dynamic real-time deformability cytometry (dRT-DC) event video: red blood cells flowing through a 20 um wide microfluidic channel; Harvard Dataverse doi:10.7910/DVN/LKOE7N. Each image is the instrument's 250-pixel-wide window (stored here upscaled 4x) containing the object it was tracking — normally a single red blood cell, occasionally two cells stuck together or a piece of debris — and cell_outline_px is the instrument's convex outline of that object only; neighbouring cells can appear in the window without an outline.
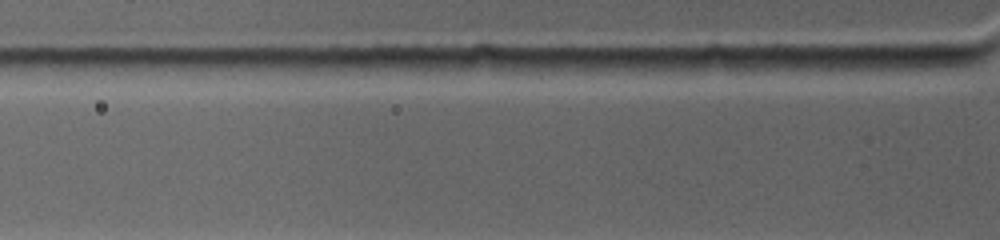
{"species": "common noctule bat (a hibernating species)", "species_latin": "Nyctalus noctula", "temperature_condition": "warm", "stored_images_in_passage": 2, "camera_frame_rate_fps": 4500, "um_per_image_px": 0.085, "animal": {"sex": "female", "body_mass_g": 19.0, "forearm_length_mm": 53.3}, "frame": {"image": 1, "passage_image": 2, "time_ms": 0.889, "image_size_px": [1000, 240], "cell_outline_px": [[980, 60], [968, 64], [940, 68], [900, 72], [844, 68], [852, 56], [964, 56]], "centroid_in_image_um": [77.03, 5.33], "position_along_channel_um": 48.8, "area_um2": 11.68}}